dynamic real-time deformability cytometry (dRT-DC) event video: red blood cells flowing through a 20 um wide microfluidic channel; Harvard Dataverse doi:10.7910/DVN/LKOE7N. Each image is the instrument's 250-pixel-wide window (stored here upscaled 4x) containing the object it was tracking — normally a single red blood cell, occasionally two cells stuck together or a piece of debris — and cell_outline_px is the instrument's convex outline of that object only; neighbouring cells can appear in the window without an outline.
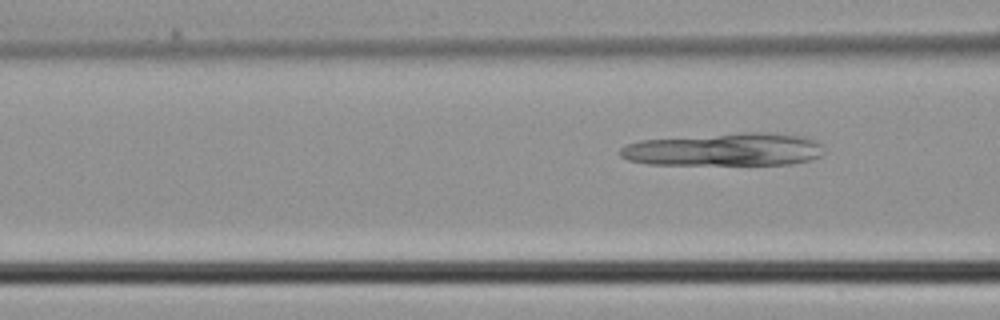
{"species": "common noctule bat (a hibernating species)", "species_latin": "Nyctalus noctula", "temperature_condition": "cold", "stored_images_in_passage": 8, "camera_frame_rate_fps": 3000, "um_per_image_px": 0.085, "animal": {"sex": "male", "body_mass_g": 21.5, "forearm_length_mm": 52.0}, "frame": {"image": 1, "passage_image": 8, "time_ms": 2.333, "image_size_px": [1000, 320], "cell_outline_px": [[824, 152], [820, 156], [808, 160], [788, 164], [648, 164], [628, 160], [620, 156], [620, 148], [628, 144], [640, 140], [740, 132], [776, 132], [808, 136], [816, 140], [820, 144]], "centroid_in_image_um": [61.62, 12.69], "position_along_channel_um": 105.0, "area_um2": 39.3}}